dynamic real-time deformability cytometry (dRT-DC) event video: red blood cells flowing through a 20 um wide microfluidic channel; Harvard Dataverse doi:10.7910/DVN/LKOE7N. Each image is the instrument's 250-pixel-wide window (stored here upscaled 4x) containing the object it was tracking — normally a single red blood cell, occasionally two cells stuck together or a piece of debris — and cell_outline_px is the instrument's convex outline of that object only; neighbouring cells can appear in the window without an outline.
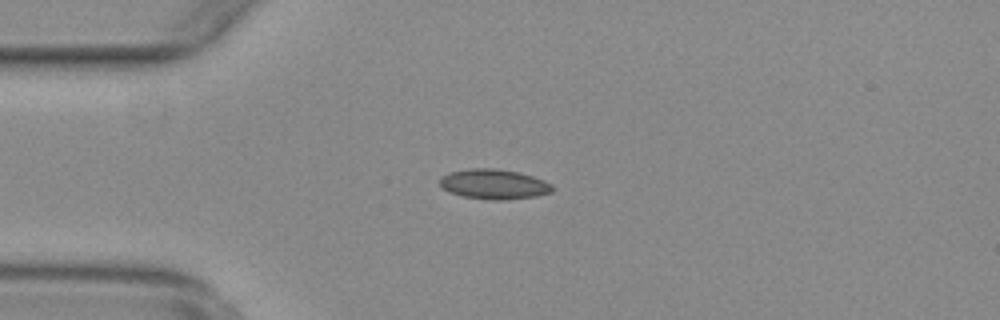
{"species": "common noctule bat (a hibernating species)", "species_latin": "Nyctalus noctula", "temperature_condition": "warm", "stored_images_in_passage": 31, "camera_frame_rate_fps": 3000, "um_per_image_px": 0.085, "animal": {"sex": "female", "body_mass_g": 29.2, "forearm_length_mm": 56.3}, "frame": {"image": 1, "passage_image": 3, "time_ms": 0.667, "image_size_px": [1000, 320], "cell_outline_px": [[552, 192], [536, 196], [504, 200], [492, 200], [460, 196], [448, 192], [440, 184], [440, 176], [448, 172], [468, 168], [496, 168], [520, 172], [544, 180], [552, 184]], "centroid_in_image_um": [41.96, 15.65], "position_along_channel_um": 43.0, "area_um2": 19.88}}
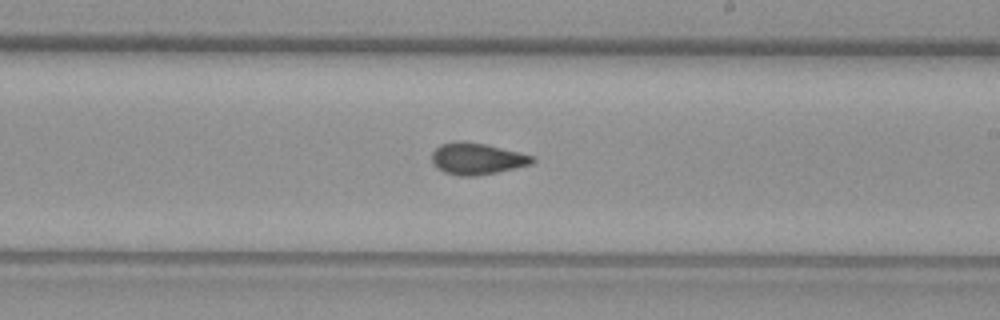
{"frame": {"image": 2, "passage_image": 21, "time_ms": 6.667, "image_size_px": [1000, 320], "cell_outline_px": [[536, 160], [532, 164], [496, 172], [476, 176], [456, 176], [444, 172], [436, 168], [432, 164], [432, 152], [440, 144], [456, 140], [464, 140], [484, 144], [520, 152], [536, 156]], "centroid_in_image_um": [40.52, 13.48], "position_along_channel_um": 248.5, "area_um2": 18.79}}
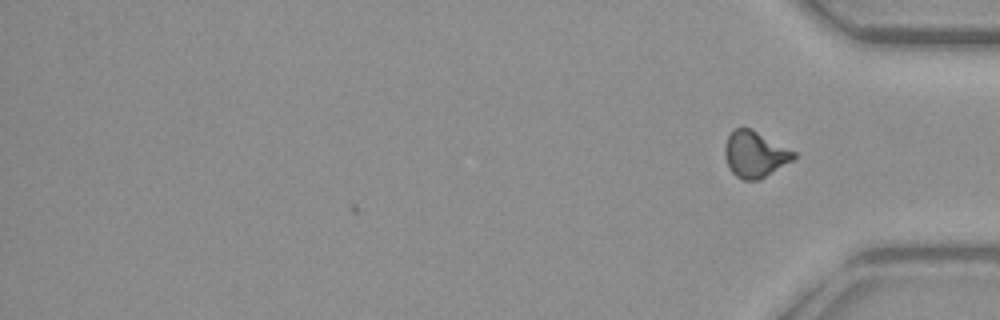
{"frame": {"image": 3, "passage_image": 31, "time_ms": 10.0, "image_size_px": [1000, 320], "cell_outline_px": [[796, 156], [792, 160], [760, 180], [744, 180], [736, 176], [732, 172], [724, 156], [724, 148], [728, 136], [736, 128], [752, 128], [796, 152]], "centroid_in_image_um": [64.16, 13.11], "position_along_channel_um": 371.0, "area_um2": 18.44}, "authors_computed_cell_mechanics": {"area_um2": 18.4382, "velocity_mm_per_s": 3.7524, "shape_relaxation_time_tau1_ms": null, "shape_relaxation_time_tau2_ms": 1.4718, "deformation_change_tau1": null, "deformation_change_tau2": 0.0654}}